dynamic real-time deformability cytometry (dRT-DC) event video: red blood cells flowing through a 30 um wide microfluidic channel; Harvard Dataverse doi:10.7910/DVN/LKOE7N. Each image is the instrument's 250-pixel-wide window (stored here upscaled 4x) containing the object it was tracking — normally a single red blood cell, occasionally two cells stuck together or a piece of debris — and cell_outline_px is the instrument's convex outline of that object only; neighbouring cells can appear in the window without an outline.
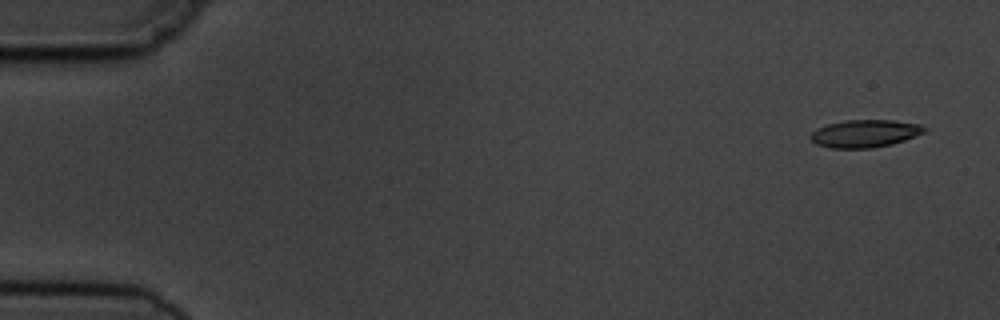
{"species": "common noctule bat (a hibernating species)", "species_latin": "Nyctalus noctula", "temperature_condition": "cold", "stored_images_in_passage": 3, "camera_frame_rate_fps": 3000, "um_per_image_px": 0.085, "animal": {"sex": "male", "body_mass_g": 19.5, "forearm_length_mm": 54.6}, "frame": {"image": 1, "passage_image": 1, "time_ms": 0.0, "image_size_px": [1000, 320], "cell_outline_px": [[928, 128], [924, 132], [904, 140], [892, 144], [872, 148], [828, 148], [816, 144], [808, 136], [816, 128], [828, 124], [844, 120], [896, 120], [920, 124]], "centroid_in_image_um": [73.5, 11.34], "position_along_channel_um": 11.5, "area_um2": 18.44}}